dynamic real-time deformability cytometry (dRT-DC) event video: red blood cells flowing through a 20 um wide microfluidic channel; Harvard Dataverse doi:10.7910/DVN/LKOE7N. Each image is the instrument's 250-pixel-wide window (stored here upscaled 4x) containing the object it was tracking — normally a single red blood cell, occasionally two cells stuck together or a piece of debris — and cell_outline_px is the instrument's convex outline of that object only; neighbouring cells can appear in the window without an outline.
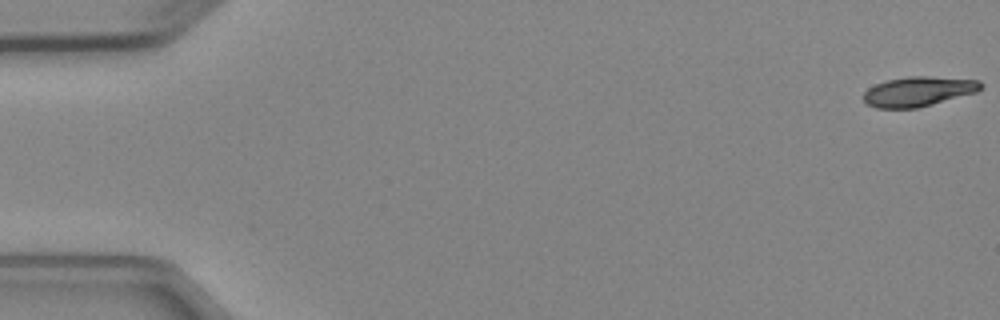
{"species": "Egyptian fruit bat (a non-hibernating species)", "species_latin": "Rousettus aegyptiacus", "temperature_condition": "cold", "stored_images_in_passage": 4, "camera_frame_rate_fps": 3000, "um_per_image_px": 0.085, "animal": {"sex": "female"}, "frame": {"image": 1, "passage_image": 1, "time_ms": 0.0, "image_size_px": [1000, 320], "cell_outline_px": [[984, 84], [976, 92], [932, 104], [916, 108], [876, 108], [868, 104], [864, 100], [864, 92], [868, 88], [876, 84], [888, 80], [908, 76], [928, 76], [980, 80]], "centroid_in_image_um": [78.06, 7.77], "position_along_channel_um": 6.9, "area_um2": 20.17}}
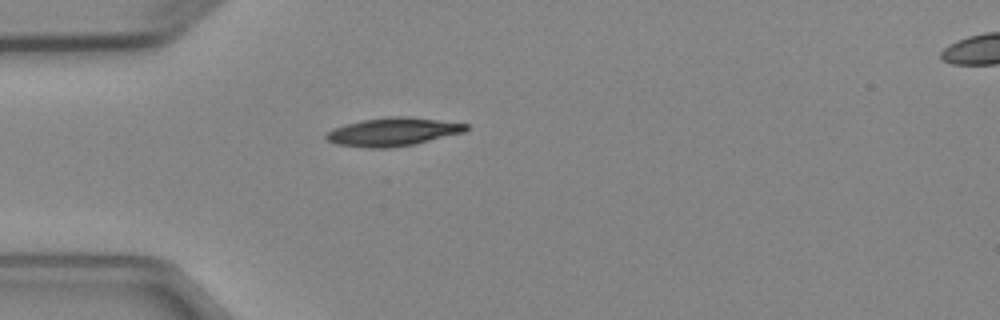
{"frame": {"image": 2, "passage_image": 4, "time_ms": 4.667, "image_size_px": [1000, 320], "cell_outline_px": [[468, 128], [464, 132], [412, 144], [388, 148], [364, 148], [336, 144], [328, 140], [324, 136], [332, 128], [364, 120], [388, 116], [404, 116], [468, 124]], "centroid_in_image_um": [33.35, 11.21], "position_along_channel_um": 51.6, "area_um2": 22.66}}